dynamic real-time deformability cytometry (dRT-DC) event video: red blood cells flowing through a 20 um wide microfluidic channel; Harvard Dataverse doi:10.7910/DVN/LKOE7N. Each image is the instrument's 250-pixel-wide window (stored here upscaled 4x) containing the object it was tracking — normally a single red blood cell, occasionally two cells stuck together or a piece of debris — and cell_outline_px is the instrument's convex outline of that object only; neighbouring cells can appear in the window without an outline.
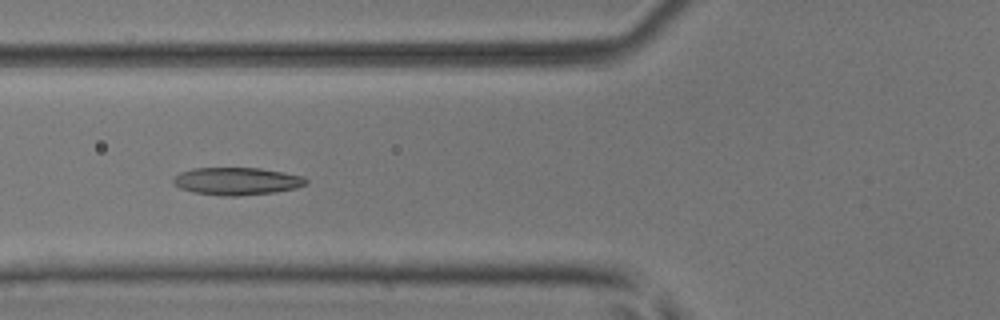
{"species": "common noctule bat (a hibernating species)", "species_latin": "Nyctalus noctula", "temperature_condition": "room temperature", "stored_images_in_passage": 5, "camera_frame_rate_fps": 3000, "um_per_image_px": 0.085, "animal": {"sex": "male", "body_mass_g": 17.9, "forearm_length_mm": 54.2}, "frame": {"image": 1, "passage_image": 4, "time_ms": 1.0, "image_size_px": [1000, 320], "cell_outline_px": [[308, 184], [296, 188], [276, 192], [240, 196], [220, 196], [192, 192], [180, 188], [172, 184], [172, 180], [180, 172], [192, 168], [260, 168], [304, 176], [308, 180]], "centroid_in_image_um": [20.13, 15.41], "position_along_channel_um": 105.7, "area_um2": 21.56}}
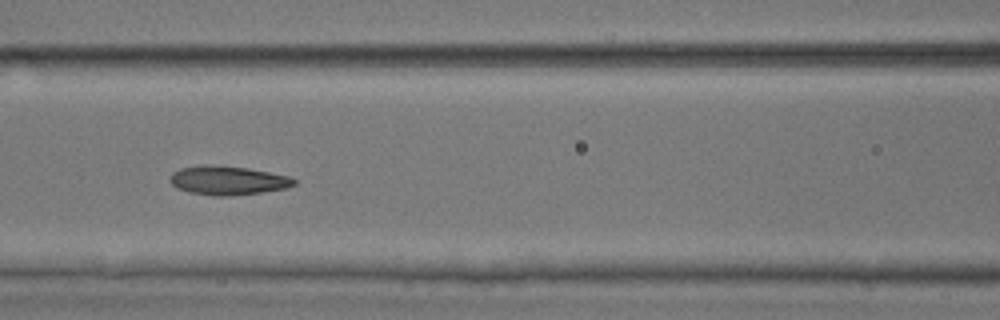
{"frame": {"image": 2, "passage_image": 5, "time_ms": 1.333, "image_size_px": [1000, 320], "cell_outline_px": [[296, 184], [288, 188], [232, 196], [212, 196], [188, 192], [176, 188], [168, 180], [168, 176], [172, 172], [180, 168], [212, 164], [248, 168], [288, 176], [296, 180]], "centroid_in_image_um": [19.32, 15.34], "position_along_channel_um": 147.3, "area_um2": 21.1}}